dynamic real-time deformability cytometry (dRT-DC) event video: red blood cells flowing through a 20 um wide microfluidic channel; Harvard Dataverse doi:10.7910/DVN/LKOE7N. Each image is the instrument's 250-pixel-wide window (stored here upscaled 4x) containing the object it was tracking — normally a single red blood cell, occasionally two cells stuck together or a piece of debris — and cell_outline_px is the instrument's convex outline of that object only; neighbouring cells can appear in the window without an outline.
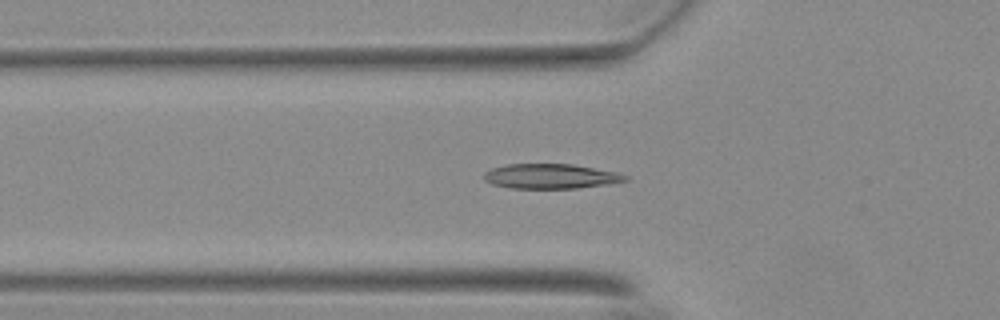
{"species": "Egyptian fruit bat (a non-hibernating species)", "species_latin": "Rousettus aegyptiacus", "temperature_condition": "warm", "stored_images_in_passage": 50, "camera_frame_rate_fps": 3000, "um_per_image_px": 0.085, "animal": {"sex": "female"}, "frame": {"image": 1, "passage_image": 19, "time_ms": 6.0, "image_size_px": [1000, 320], "cell_outline_px": [[628, 180], [608, 184], [576, 188], [508, 188], [492, 184], [484, 180], [484, 172], [492, 168], [508, 164], [572, 164], [616, 172], [628, 176]], "centroid_in_image_um": [46.78, 14.98], "position_along_channel_um": 79.0, "area_um2": 20.35}}
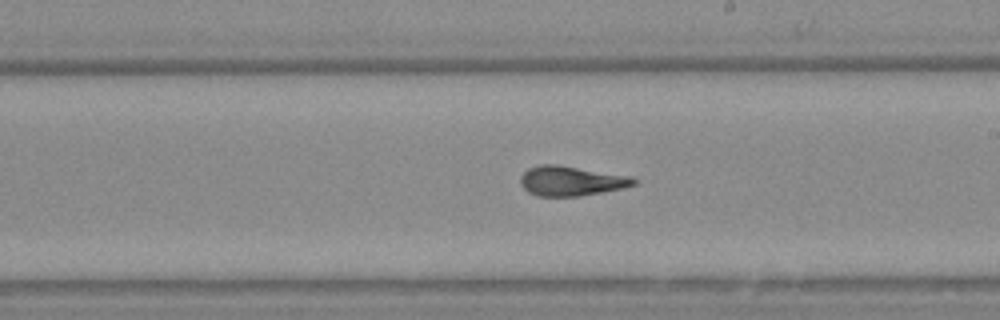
{"frame": {"image": 2, "passage_image": 32, "time_ms": 10.333, "image_size_px": [1000, 320], "cell_outline_px": [[636, 184], [620, 188], [580, 196], [536, 196], [528, 192], [520, 184], [520, 176], [528, 168], [540, 164], [556, 164], [632, 176], [636, 180]], "centroid_in_image_um": [48.5, 15.37], "position_along_channel_um": 240.5, "area_um2": 19.59}}
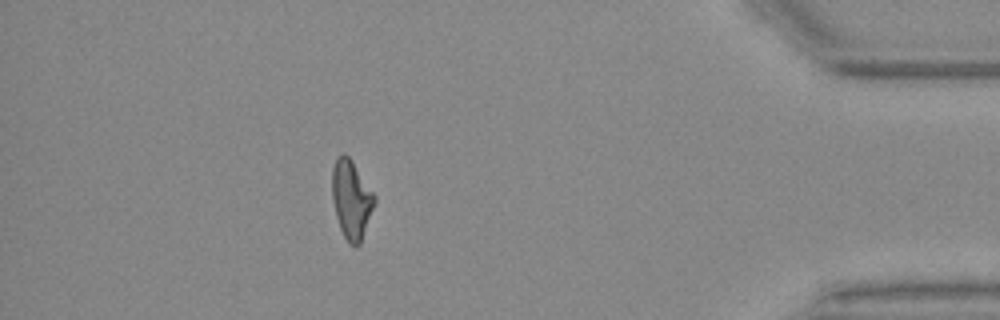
{"frame": {"image": 3, "passage_image": 49, "time_ms": 16.0, "image_size_px": [1000, 320], "cell_outline_px": [[376, 200], [360, 244], [356, 248], [348, 244], [340, 228], [336, 216], [332, 200], [332, 168], [336, 160], [344, 152], [352, 160], [376, 196]], "centroid_in_image_um": [29.86, 16.97], "position_along_channel_um": 405.3, "area_um2": 19.42}}